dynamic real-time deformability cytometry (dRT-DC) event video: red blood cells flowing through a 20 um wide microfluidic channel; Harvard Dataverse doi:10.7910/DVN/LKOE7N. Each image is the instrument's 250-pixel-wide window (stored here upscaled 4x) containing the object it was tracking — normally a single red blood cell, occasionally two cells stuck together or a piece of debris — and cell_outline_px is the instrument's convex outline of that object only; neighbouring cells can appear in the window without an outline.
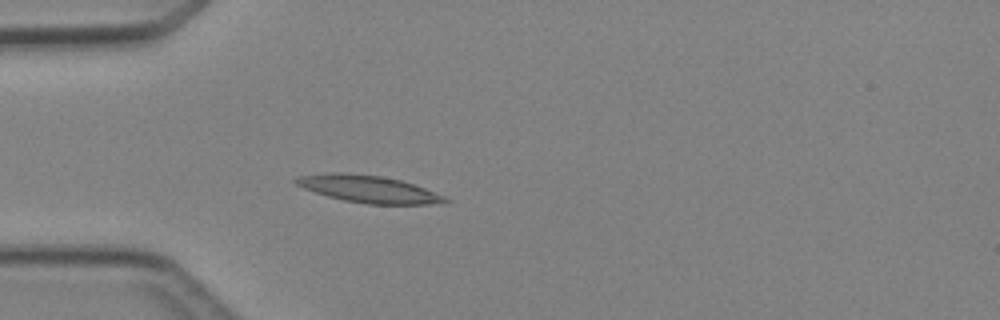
{"species": "Egyptian fruit bat (a non-hibernating species)", "species_latin": "Rousettus aegyptiacus", "temperature_condition": "cold", "stored_images_in_passage": 3, "camera_frame_rate_fps": 3000, "um_per_image_px": 0.085, "animal": {"sex": "female"}, "frame": {"image": 1, "passage_image": 3, "time_ms": 2.333, "image_size_px": [1000, 320], "cell_outline_px": [[452, 200], [428, 204], [368, 204], [344, 200], [328, 196], [304, 188], [296, 184], [292, 180], [296, 176], [328, 172], [344, 172], [380, 176], [400, 180], [424, 188], [444, 196]], "centroid_in_image_um": [31.25, 16.05], "position_along_channel_um": 53.7, "area_um2": 23.35}}